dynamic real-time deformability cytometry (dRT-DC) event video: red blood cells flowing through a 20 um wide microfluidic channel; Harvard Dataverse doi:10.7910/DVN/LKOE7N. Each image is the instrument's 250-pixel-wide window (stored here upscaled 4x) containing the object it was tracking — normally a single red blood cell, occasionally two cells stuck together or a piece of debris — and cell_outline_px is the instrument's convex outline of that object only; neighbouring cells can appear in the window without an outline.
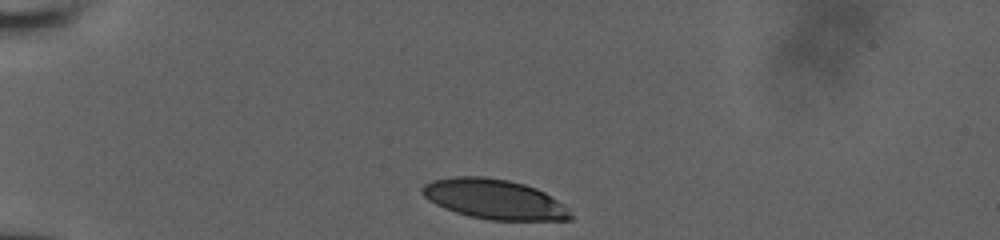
{"species": "human", "species_latin": "Homo sapiens", "temperature_condition": "room temperature", "stored_images_in_passage": 64, "camera_frame_rate_fps": 3000, "um_per_image_px": 0.085, "donor": {"sex": "male"}, "frame": {"image": 1, "passage_image": 1, "time_ms": 0.0, "image_size_px": [1000, 240], "cell_outline_px": [[572, 220], [488, 220], [468, 216], [444, 208], [428, 200], [420, 192], [420, 188], [424, 184], [432, 180], [452, 176], [484, 176], [508, 180], [524, 184], [536, 188], [544, 192], [564, 204], [568, 208], [572, 216]], "centroid_in_image_um": [41.99, 16.93], "position_along_channel_um": 43.0, "area_um2": 34.68}}
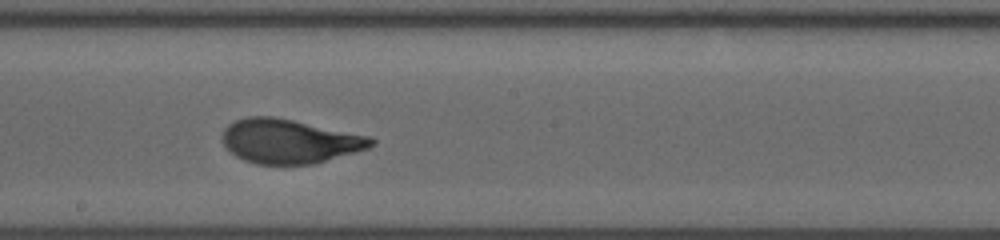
{"frame": {"image": 2, "passage_image": 30, "time_ms": 6.0, "image_size_px": [1000, 240], "cell_outline_px": [[376, 144], [368, 148], [316, 164], [256, 164], [244, 160], [236, 156], [220, 140], [224, 128], [228, 124], [236, 120], [248, 116], [272, 116], [372, 136], [376, 140]], "centroid_in_image_um": [24.62, 12.0], "position_along_channel_um": 223.6, "area_um2": 38.49}}
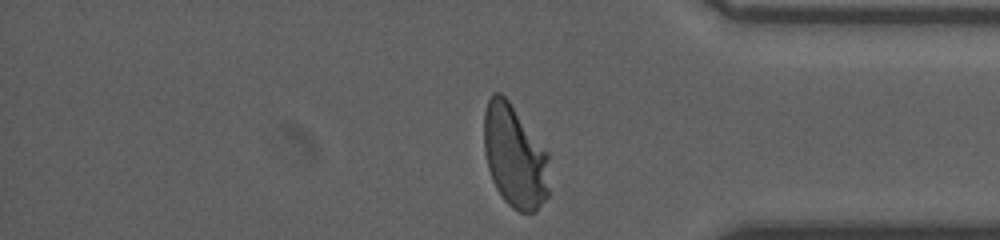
{"frame": {"image": 3, "passage_image": 62, "time_ms": 10.667, "image_size_px": [1000, 240], "cell_outline_px": [[548, 196], [536, 212], [520, 212], [512, 208], [504, 200], [496, 188], [492, 180], [488, 168], [484, 152], [484, 112], [488, 100], [492, 92], [500, 92], [508, 100], [548, 152]], "centroid_in_image_um": [43.74, 13.3], "position_along_channel_um": 391.5, "area_um2": 39.19}, "authors_computed_cell_mechanics": {"area_um2": 38.0324, "velocity_mm_per_s": 3.8257, "shape_relaxation_time_tau1_ms": 3.629, "shape_relaxation_time_tau2_ms": null, "deformation_change_tau1": 0.1893, "deformation_change_tau2": null}}